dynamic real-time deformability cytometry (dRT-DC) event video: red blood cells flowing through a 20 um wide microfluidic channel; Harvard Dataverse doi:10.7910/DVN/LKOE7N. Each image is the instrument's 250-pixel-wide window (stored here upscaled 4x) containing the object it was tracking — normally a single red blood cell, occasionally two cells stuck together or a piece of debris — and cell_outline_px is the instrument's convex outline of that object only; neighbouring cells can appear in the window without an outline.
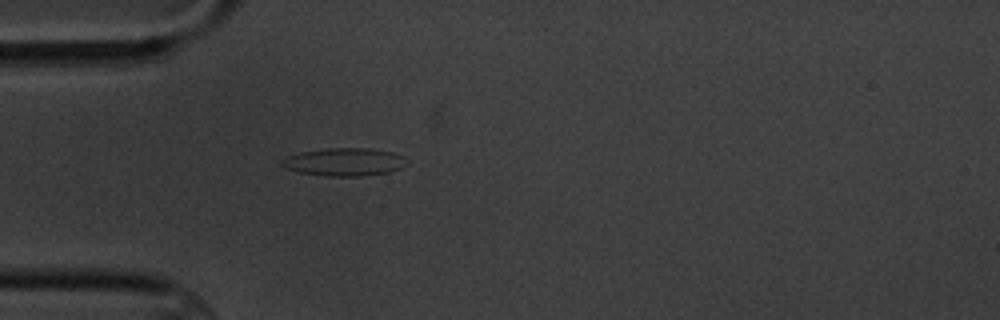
{"species": "common noctule bat (a hibernating species)", "species_latin": "Nyctalus noctula", "temperature_condition": "cold", "stored_images_in_passage": 1, "camera_frame_rate_fps": 3000, "um_per_image_px": 0.085, "animal": {"sex": "male", "body_mass_g": 20.1, "forearm_length_mm": 53.5}, "frame": {"image": 1, "passage_image": 1, "time_ms": 0.0, "image_size_px": [1000, 320], "cell_outline_px": [[408, 164], [400, 168], [388, 172], [360, 176], [324, 176], [300, 172], [288, 168], [280, 164], [280, 160], [288, 156], [300, 152], [328, 148], [368, 148], [392, 152], [404, 156], [408, 160]], "centroid_in_image_um": [29.3, 13.76], "position_along_channel_um": 55.7, "area_um2": 20.29}}